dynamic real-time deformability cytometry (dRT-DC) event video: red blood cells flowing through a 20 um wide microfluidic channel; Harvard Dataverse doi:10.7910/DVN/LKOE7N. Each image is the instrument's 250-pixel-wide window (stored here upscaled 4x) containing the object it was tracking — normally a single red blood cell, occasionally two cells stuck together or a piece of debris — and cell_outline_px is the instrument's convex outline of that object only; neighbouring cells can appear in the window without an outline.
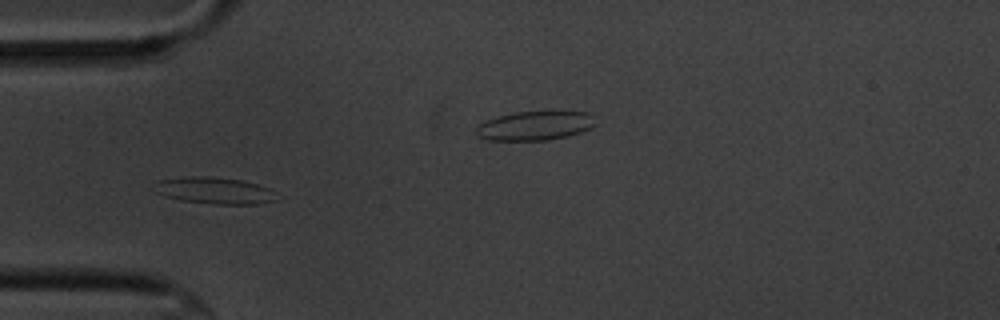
{"species": "common noctule bat (a hibernating species)", "species_latin": "Nyctalus noctula", "temperature_condition": "cold", "stored_images_in_passage": 45, "camera_frame_rate_fps": 3000, "um_per_image_px": 0.085, "animal": {"sex": "male", "body_mass_g": 20.1, "forearm_length_mm": 53.5}, "frame": {"image": 1, "passage_image": 4, "time_ms": 1.0, "image_size_px": [1000, 320], "cell_outline_px": [[276, 200], [256, 204], [212, 204], [180, 200], [164, 196], [156, 192], [160, 180], [184, 176], [208, 176], [240, 180], [256, 184], [268, 188]], "centroid_in_image_um": [18.2, 16.2], "position_along_channel_um": 66.8, "area_um2": 18.55}}
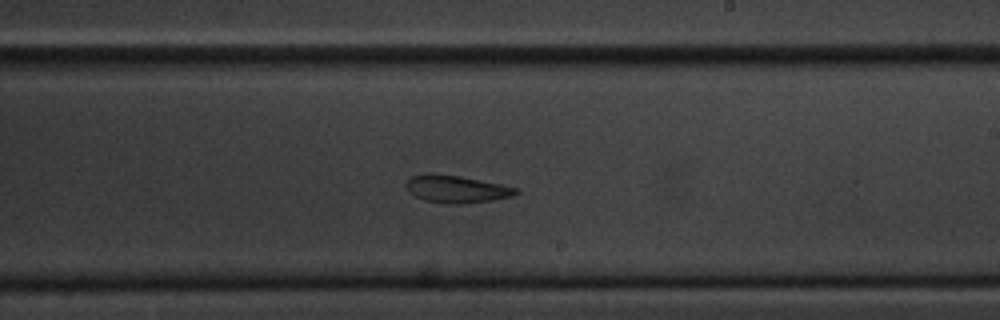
{"frame": {"image": 2, "passage_image": 20, "time_ms": 6.333, "image_size_px": [1000, 320], "cell_outline_px": [[520, 192], [512, 196], [492, 200], [460, 204], [444, 204], [424, 200], [408, 192], [404, 184], [412, 176], [424, 172], [432, 172], [460, 176], [500, 184], [516, 188]], "centroid_in_image_um": [38.73, 16.06], "position_along_channel_um": 250.3, "area_um2": 17.74}}
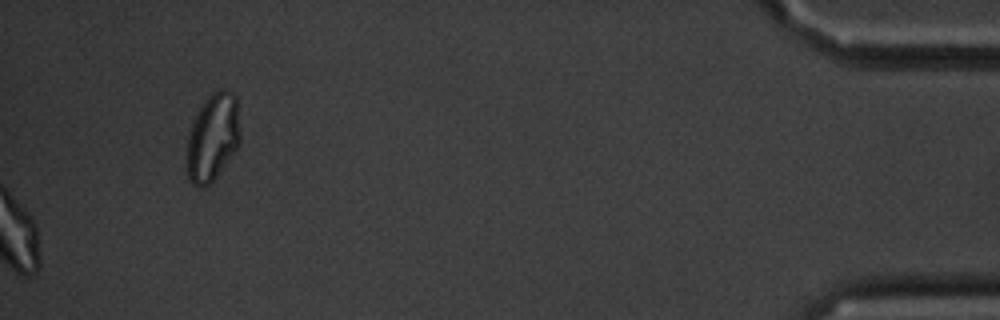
{"frame": {"image": 3, "passage_image": 45, "time_ms": 14.667, "image_size_px": [1000, 320], "cell_outline_px": [[240, 144], [216, 176], [208, 184], [200, 188], [192, 184], [188, 176], [188, 132], [200, 108], [208, 96], [212, 92], [220, 88], [224, 88], [232, 92], [236, 96], [240, 136]], "centroid_in_image_um": [18.1, 11.64], "position_along_channel_um": 417.1, "area_um2": 26.82}, "authors_computed_cell_mechanics": {"area_um2": 18.6116, "velocity_mm_per_s": 3.4446, "shape_relaxation_time_tau1_ms": 2.9898, "shape_relaxation_time_tau2_ms": 4.7997, "deformation_change_tau1": 0.1429, "deformation_change_tau2": 0.1431}}